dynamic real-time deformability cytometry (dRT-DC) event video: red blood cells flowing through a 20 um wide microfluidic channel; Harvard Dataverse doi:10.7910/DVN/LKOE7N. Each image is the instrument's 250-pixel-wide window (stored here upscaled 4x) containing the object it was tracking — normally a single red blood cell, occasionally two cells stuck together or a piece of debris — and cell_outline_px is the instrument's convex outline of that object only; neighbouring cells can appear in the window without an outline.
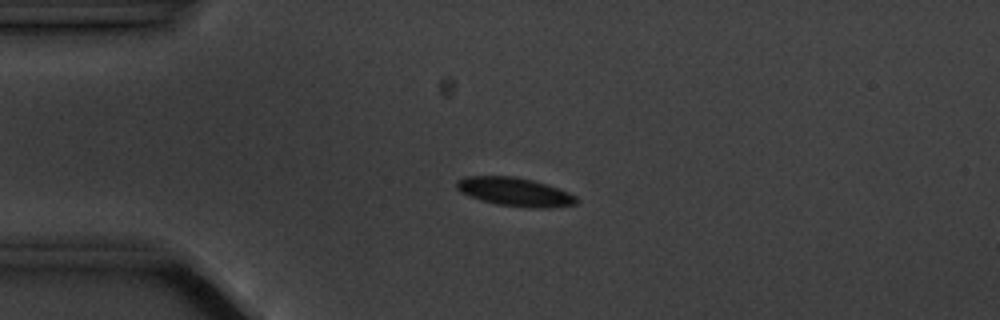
{"species": "common noctule bat (a hibernating species)", "species_latin": "Nyctalus noctula", "temperature_condition": "cold", "stored_images_in_passage": 3, "camera_frame_rate_fps": 3000, "um_per_image_px": 0.085, "animal": {"sex": "male", "body_mass_g": 20.1, "forearm_length_mm": 53.5}, "frame": {"image": 1, "passage_image": 1, "time_ms": 0.0, "image_size_px": [1000, 320], "cell_outline_px": [[576, 204], [548, 208], [528, 208], [496, 204], [480, 200], [460, 192], [456, 188], [456, 180], [464, 176], [512, 176], [532, 180], [568, 192], [576, 196]], "centroid_in_image_um": [43.7, 16.31], "position_along_channel_um": 41.3, "area_um2": 19.88}}